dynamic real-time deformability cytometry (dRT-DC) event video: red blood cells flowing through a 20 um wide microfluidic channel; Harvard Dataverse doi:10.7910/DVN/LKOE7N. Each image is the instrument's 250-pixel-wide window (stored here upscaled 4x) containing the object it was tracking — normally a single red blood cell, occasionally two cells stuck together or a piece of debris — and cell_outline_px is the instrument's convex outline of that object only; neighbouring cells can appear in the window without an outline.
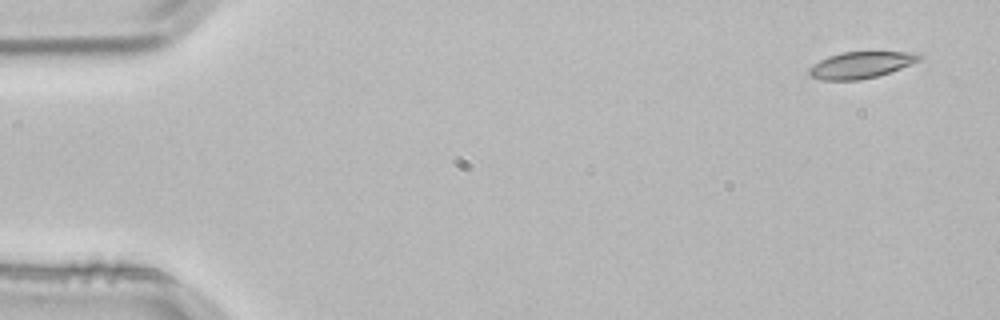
{"species": "common noctule bat (a hibernating species)", "species_latin": "Nyctalus noctula", "temperature_condition": "room temperature", "stored_images_in_passage": 4, "camera_frame_rate_fps": 3000, "um_per_image_px": 0.085, "animal": {"sex": "male", "body_mass_g": 21.5, "forearm_length_mm": 52.0}, "frame": {"image": 1, "passage_image": 1, "time_ms": 0.0, "image_size_px": [1000, 320], "cell_outline_px": [[924, 56], [920, 60], [900, 68], [876, 76], [860, 80], [820, 80], [808, 76], [808, 68], [820, 60], [828, 56], [844, 52], [920, 52]], "centroid_in_image_um": [73.16, 5.52], "position_along_channel_um": 11.8, "area_um2": 17.05}}
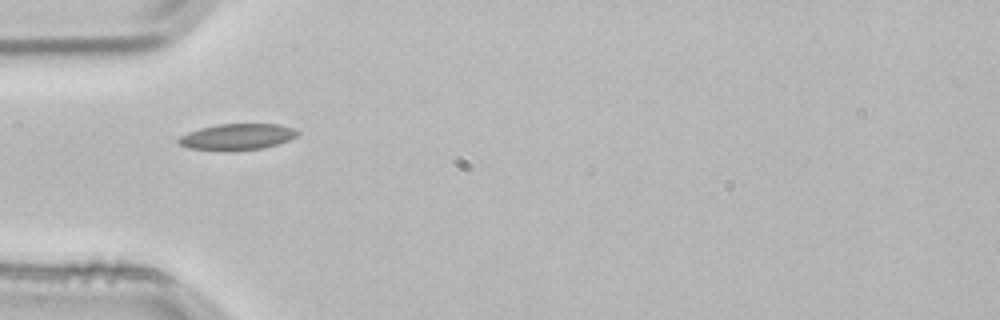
{"frame": {"image": 2, "passage_image": 4, "time_ms": 1.0, "image_size_px": [1000, 320], "cell_outline_px": [[300, 132], [296, 136], [288, 140], [264, 148], [232, 152], [188, 148], [180, 144], [176, 140], [180, 136], [188, 132], [200, 128], [216, 124], [280, 124], [292, 128]], "centroid_in_image_um": [20.13, 11.64], "position_along_channel_um": 64.9, "area_um2": 18.38}}